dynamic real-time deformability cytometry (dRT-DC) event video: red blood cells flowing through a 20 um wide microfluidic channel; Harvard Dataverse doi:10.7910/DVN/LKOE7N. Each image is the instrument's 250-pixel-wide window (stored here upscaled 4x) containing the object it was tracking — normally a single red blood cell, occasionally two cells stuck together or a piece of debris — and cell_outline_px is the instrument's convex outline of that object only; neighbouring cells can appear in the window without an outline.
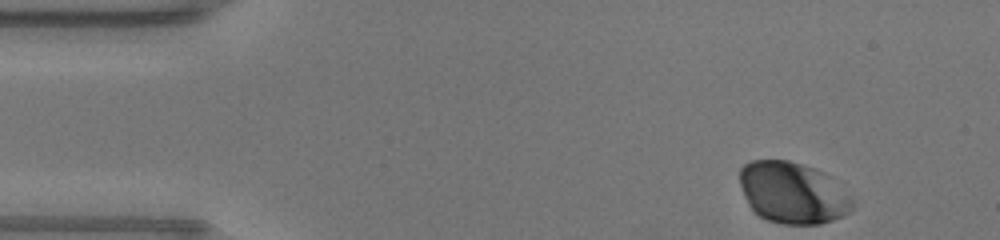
{"species": "human", "species_latin": "Homo sapiens", "temperature_condition": "warm", "stored_images_in_passage": 44, "camera_frame_rate_fps": 3000, "um_per_image_px": 0.085, "donor": {"sex": "male"}, "frame": {"image": 1, "passage_image": 1, "time_ms": 0.0, "image_size_px": [1000, 240], "cell_outline_px": [[828, 216], [824, 220], [808, 224], [800, 224], [776, 220], [764, 216], [756, 212], [744, 188], [740, 176], [744, 168], [748, 164], [760, 160], [780, 160], [792, 164], [796, 168]], "centroid_in_image_um": [66.38, 16.38], "position_along_channel_um": 18.6, "area_um2": 27.11}}
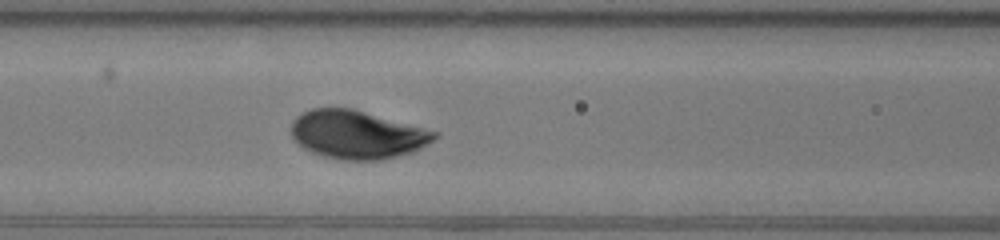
{"frame": {"image": 2, "passage_image": 16, "time_ms": 5.0, "image_size_px": [1000, 240], "cell_outline_px": [[432, 136], [428, 140], [408, 148], [396, 152], [380, 156], [344, 156], [328, 152], [316, 148], [300, 140], [296, 136], [296, 124], [308, 112], [352, 112]], "centroid_in_image_um": [30.19, 11.43], "position_along_channel_um": 136.4, "area_um2": 30.11}}
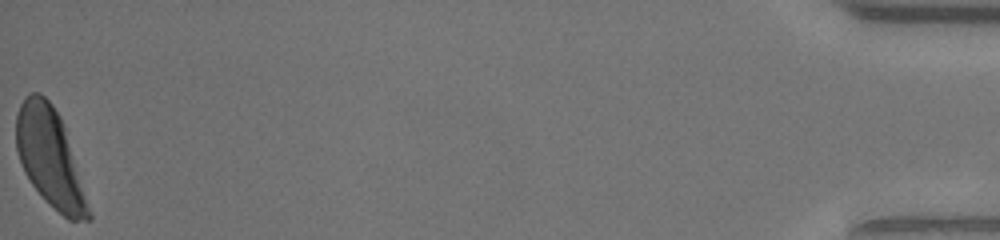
{"frame": {"image": 3, "passage_image": 44, "time_ms": 14.333, "image_size_px": [1000, 240], "cell_outline_px": [[80, 216], [72, 220], [56, 208], [40, 192], [28, 176], [24, 168], [20, 156], [16, 140], [16, 124], [20, 108], [28, 96], [40, 96], [52, 108], [60, 124], [80, 196]], "centroid_in_image_um": [4.0, 13.23], "position_along_channel_um": 431.2, "area_um2": 34.1}, "authors_computed_cell_mechanics": {"area_um2": 30.923, "velocity_mm_per_s": 4.3448, "shape_relaxation_time_tau1_ms": 1.5789, "shape_relaxation_time_tau2_ms": null, "deformation_change_tau1": 0.1153, "deformation_change_tau2": null}}